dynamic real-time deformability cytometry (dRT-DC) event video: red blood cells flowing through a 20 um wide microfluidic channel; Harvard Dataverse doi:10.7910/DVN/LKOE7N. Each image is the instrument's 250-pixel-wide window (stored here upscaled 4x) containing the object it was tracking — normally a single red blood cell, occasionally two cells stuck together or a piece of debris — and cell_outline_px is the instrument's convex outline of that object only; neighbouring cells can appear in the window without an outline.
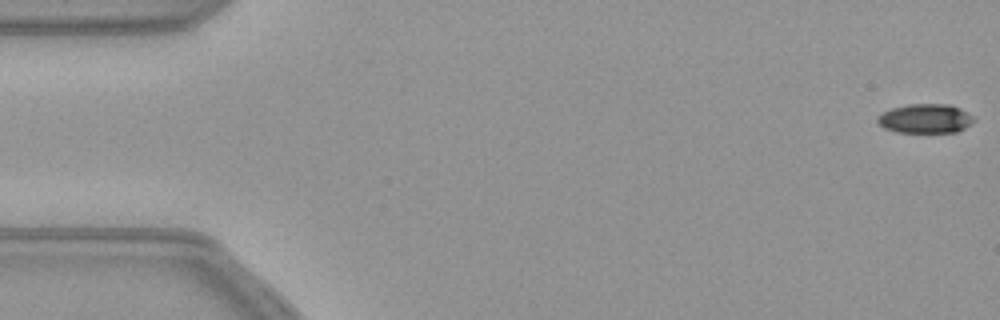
{"species": "common noctule bat (a hibernating species)", "species_latin": "Nyctalus noctula", "temperature_condition": "warm", "stored_images_in_passage": 28, "camera_frame_rate_fps": 3000, "um_per_image_px": 0.085, "animal": {"sex": "female", "body_mass_g": 21.9}, "frame": {"image": 1, "passage_image": 1, "time_ms": 0.0, "image_size_px": [1000, 320], "cell_outline_px": [[976, 120], [964, 128], [956, 132], [896, 132], [884, 128], [876, 120], [876, 116], [892, 108], [908, 104], [948, 104], [960, 108], [976, 116]], "centroid_in_image_um": [78.68, 10.07], "position_along_channel_um": 6.3, "area_um2": 16.53}}